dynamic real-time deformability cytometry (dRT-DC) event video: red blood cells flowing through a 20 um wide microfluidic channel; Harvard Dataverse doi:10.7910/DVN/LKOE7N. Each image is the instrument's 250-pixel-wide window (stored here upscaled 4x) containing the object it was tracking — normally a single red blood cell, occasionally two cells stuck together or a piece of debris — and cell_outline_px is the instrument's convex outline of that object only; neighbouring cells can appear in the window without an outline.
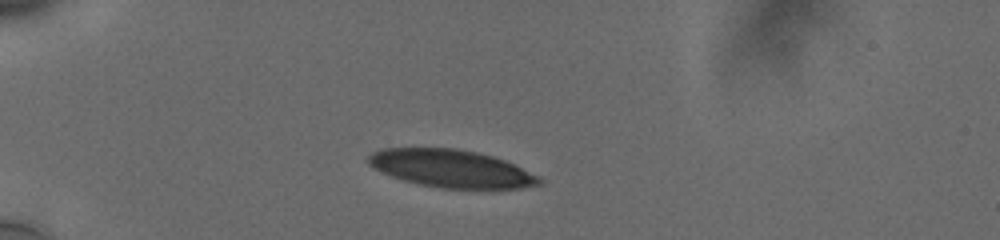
{"species": "human", "species_latin": "Homo sapiens", "temperature_condition": "cold", "stored_images_in_passage": 40, "camera_frame_rate_fps": 3000, "um_per_image_px": 0.085, "donor": {"sex": "male"}, "frame": {"image": 1, "passage_image": 1, "time_ms": 0.0, "image_size_px": [1000, 240], "cell_outline_px": [[544, 180], [540, 184], [520, 188], [440, 188], [416, 184], [392, 176], [372, 168], [368, 164], [368, 156], [372, 152], [380, 148], [456, 148], [476, 152], [492, 156], [504, 160], [540, 176]], "centroid_in_image_um": [38.33, 14.32], "position_along_channel_um": 46.7, "area_um2": 37.51}}
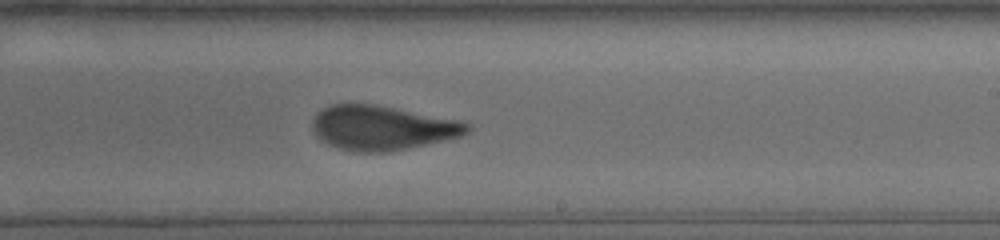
{"frame": {"image": 2, "passage_image": 20, "time_ms": 6.667, "image_size_px": [1000, 240], "cell_outline_px": [[472, 128], [468, 132], [460, 136], [444, 140], [408, 148], [384, 152], [352, 152], [336, 148], [328, 144], [312, 128], [312, 120], [324, 108], [332, 104], [372, 104], [460, 120], [472, 124]], "centroid_in_image_um": [32.52, 10.87], "position_along_channel_um": 256.5, "area_um2": 39.71}}
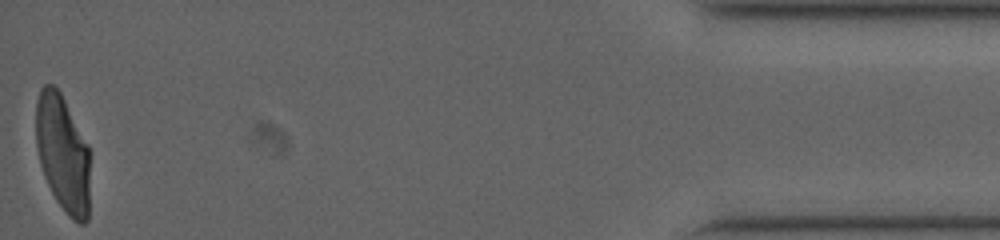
{"frame": {"image": 3, "passage_image": 39, "time_ms": 13.333, "image_size_px": [1000, 240], "cell_outline_px": [[88, 220], [84, 224], [80, 224], [72, 220], [68, 216], [56, 200], [44, 176], [40, 164], [36, 144], [36, 100], [40, 88], [44, 84], [52, 84], [60, 92], [88, 144]], "centroid_in_image_um": [5.31, 13.03], "position_along_channel_um": 429.9, "area_um2": 36.7}, "authors_computed_cell_mechanics": {"area_um2": 39.882, "velocity_mm_per_s": 3.7433, "shape_relaxation_time_tau1_ms": 6.0831, "shape_relaxation_time_tau2_ms": 0.8524, "deformation_change_tau1": 0.1995, "deformation_change_tau2": 0.0785}}